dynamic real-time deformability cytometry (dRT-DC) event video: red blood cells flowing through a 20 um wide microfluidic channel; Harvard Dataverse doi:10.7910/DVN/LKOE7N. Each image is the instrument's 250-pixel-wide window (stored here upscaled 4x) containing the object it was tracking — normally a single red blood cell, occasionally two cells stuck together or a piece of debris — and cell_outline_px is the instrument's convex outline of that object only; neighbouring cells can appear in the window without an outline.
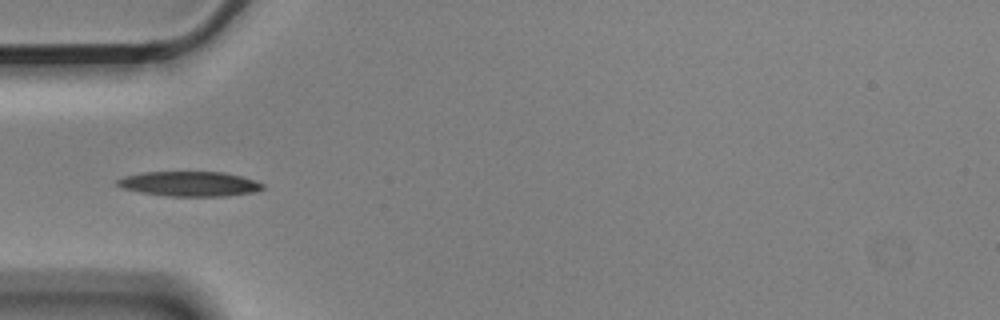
{"species": "Egyptian fruit bat (a non-hibernating species)", "species_latin": "Rousettus aegyptiacus", "temperature_condition": "cold", "stored_images_in_passage": 8, "camera_frame_rate_fps": 3000, "um_per_image_px": 0.085, "animal": {"sex": "male"}, "frame": {"image": 1, "passage_image": 5, "time_ms": 1.333, "image_size_px": [1000, 320], "cell_outline_px": [[264, 188], [252, 192], [228, 196], [168, 196], [140, 192], [124, 188], [116, 184], [116, 180], [124, 176], [144, 172], [224, 172], [256, 180], [264, 184]], "centroid_in_image_um": [16.12, 15.62], "position_along_channel_um": 68.9, "area_um2": 20.98}}
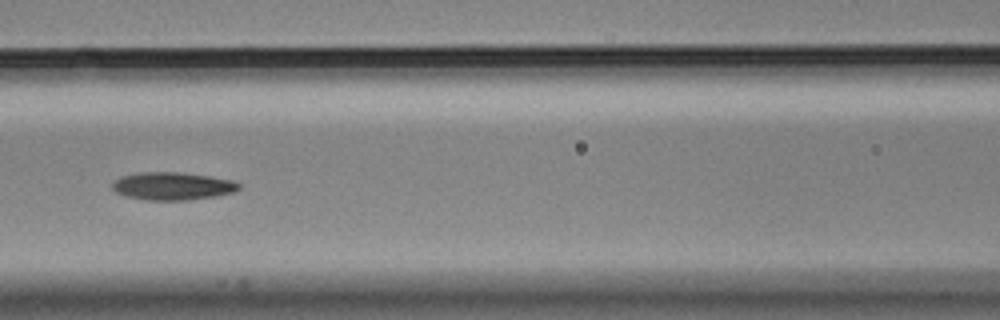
{"frame": {"image": 2, "passage_image": 7, "time_ms": 2.0, "image_size_px": [1000, 320], "cell_outline_px": [[240, 188], [236, 192], [216, 196], [188, 200], [144, 200], [128, 196], [116, 192], [112, 188], [112, 184], [120, 176], [140, 172], [176, 172], [212, 176], [232, 180], [240, 184]], "centroid_in_image_um": [14.69, 15.81], "position_along_channel_um": 151.9, "area_um2": 20.58}}
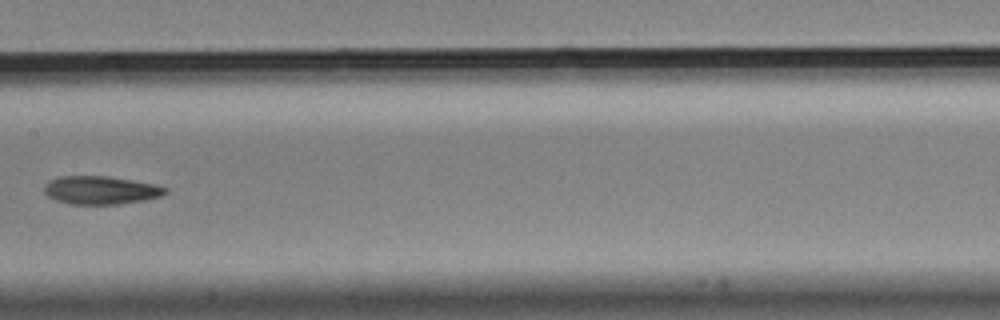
{"frame": {"image": 3, "passage_image": 8, "time_ms": 2.333, "image_size_px": [1000, 320], "cell_outline_px": [[168, 192], [160, 196], [144, 200], [120, 204], [68, 204], [56, 200], [48, 196], [44, 192], [44, 184], [48, 180], [60, 176], [108, 176], [156, 184], [168, 188]], "centroid_in_image_um": [8.55, 16.16], "position_along_channel_um": 198.9, "area_um2": 20.06}}